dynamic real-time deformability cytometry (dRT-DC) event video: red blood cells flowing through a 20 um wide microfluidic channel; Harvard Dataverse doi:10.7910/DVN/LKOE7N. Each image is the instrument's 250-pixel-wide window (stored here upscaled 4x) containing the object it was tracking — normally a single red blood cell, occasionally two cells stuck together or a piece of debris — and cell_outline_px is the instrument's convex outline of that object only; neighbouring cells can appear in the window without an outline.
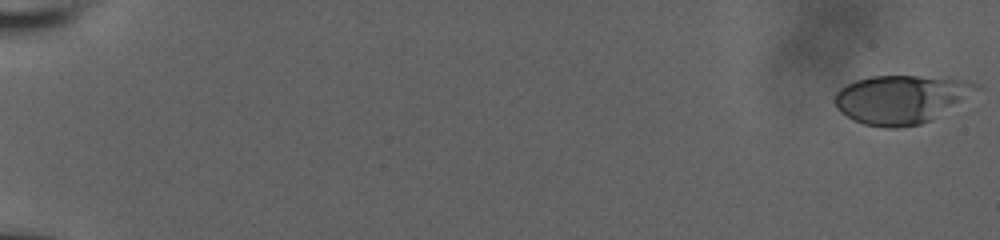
{"species": "human", "species_latin": "Homo sapiens", "temperature_condition": "room temperature", "stored_images_in_passage": 28, "camera_frame_rate_fps": 3000, "um_per_image_px": 0.085, "donor": {"sex": "male"}, "frame": {"image": 1, "passage_image": 1, "time_ms": 0.0, "image_size_px": [1000, 240], "cell_outline_px": [[972, 84], [956, 100], [932, 120], [920, 124], [896, 128], [884, 128], [864, 124], [840, 112], [836, 108], [836, 92], [840, 88], [856, 80], [872, 76], [916, 76], [964, 80]], "centroid_in_image_um": [76.34, 8.46], "position_along_channel_um": 8.7, "area_um2": 37.8}}
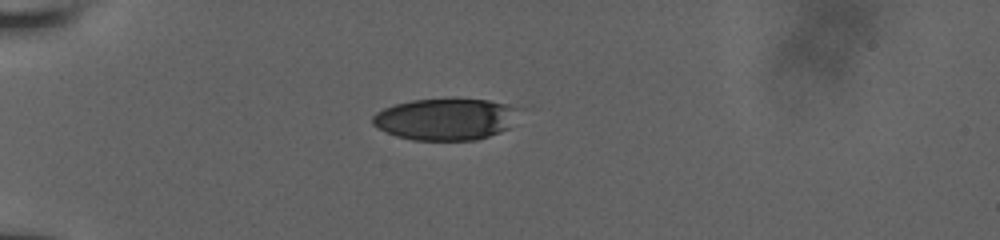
{"frame": {"image": 2, "passage_image": 23, "time_ms": 5.667, "image_size_px": [1000, 240], "cell_outline_px": [[524, 108], [508, 128], [500, 132], [476, 140], [412, 140], [396, 136], [372, 124], [372, 116], [376, 112], [384, 108], [396, 104], [412, 100], [488, 100], [508, 104]], "centroid_in_image_um": [37.92, 10.14], "position_along_channel_um": 47.1, "area_um2": 35.43}}